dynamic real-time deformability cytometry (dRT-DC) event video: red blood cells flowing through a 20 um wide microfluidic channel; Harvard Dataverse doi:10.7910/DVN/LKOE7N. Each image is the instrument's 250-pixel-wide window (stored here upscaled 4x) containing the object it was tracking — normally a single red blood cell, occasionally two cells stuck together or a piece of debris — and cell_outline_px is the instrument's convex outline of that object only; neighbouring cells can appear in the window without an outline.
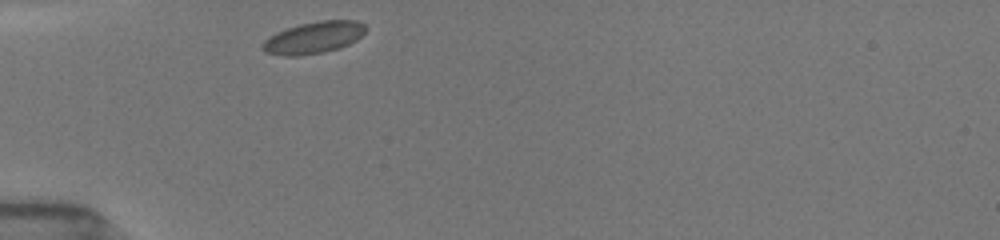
{"species": "common noctule bat (a hibernating species)", "species_latin": "Nyctalus noctula", "temperature_condition": "room temperature", "stored_images_in_passage": 30, "camera_frame_rate_fps": 3000, "um_per_image_px": 0.085, "animal": {"sex": "female", "body_mass_g": 19.5, "forearm_length_mm": 54.1}, "frame": {"image": 1, "passage_image": 1, "time_ms": 0.0, "image_size_px": [1000, 240], "cell_outline_px": [[368, 28], [356, 40], [340, 48], [324, 52], [296, 56], [284, 56], [264, 52], [260, 48], [260, 44], [264, 40], [276, 32], [300, 24], [320, 20], [356, 20], [364, 24]], "centroid_in_image_um": [26.64, 3.2], "position_along_channel_um": 58.4, "area_um2": 19.25}}
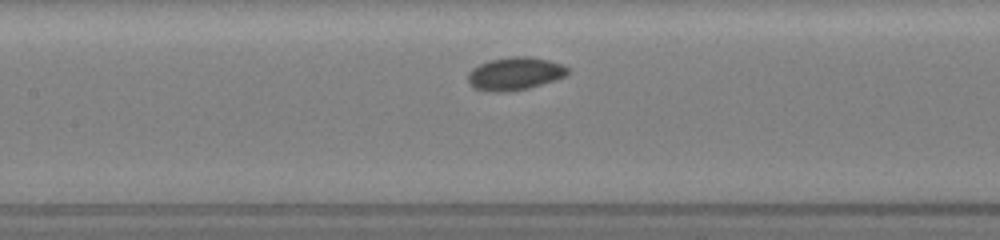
{"frame": {"image": 2, "passage_image": 10, "time_ms": 3.0, "image_size_px": [1000, 240], "cell_outline_px": [[568, 72], [564, 76], [556, 80], [528, 88], [508, 92], [484, 92], [468, 84], [468, 72], [472, 68], [480, 64], [492, 60], [508, 56], [528, 56], [548, 60], [564, 64], [568, 68]], "centroid_in_image_um": [43.75, 6.27], "position_along_channel_um": 163.7, "area_um2": 19.31}}
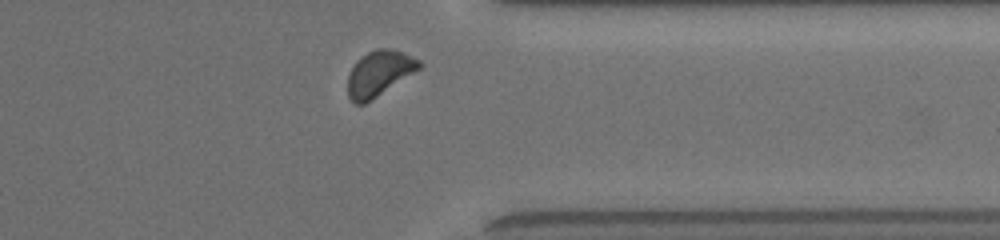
{"frame": {"image": 3, "passage_image": 27, "time_ms": 8.667, "image_size_px": [1000, 240], "cell_outline_px": [[424, 64], [420, 68], [364, 104], [356, 104], [348, 96], [348, 76], [356, 60], [368, 52], [376, 48], [396, 48], [420, 60]], "centroid_in_image_um": [32.24, 6.19], "position_along_channel_um": 379.2, "area_um2": 18.73}, "authors_computed_cell_mechanics": {"area_um2": 18.2937, "velocity_mm_per_s": 3.8508, "shape_relaxation_time_tau1_ms": 0.8817, "shape_relaxation_time_tau2_ms": null, "deformation_change_tau1": 0.0391, "deformation_change_tau2": null}}